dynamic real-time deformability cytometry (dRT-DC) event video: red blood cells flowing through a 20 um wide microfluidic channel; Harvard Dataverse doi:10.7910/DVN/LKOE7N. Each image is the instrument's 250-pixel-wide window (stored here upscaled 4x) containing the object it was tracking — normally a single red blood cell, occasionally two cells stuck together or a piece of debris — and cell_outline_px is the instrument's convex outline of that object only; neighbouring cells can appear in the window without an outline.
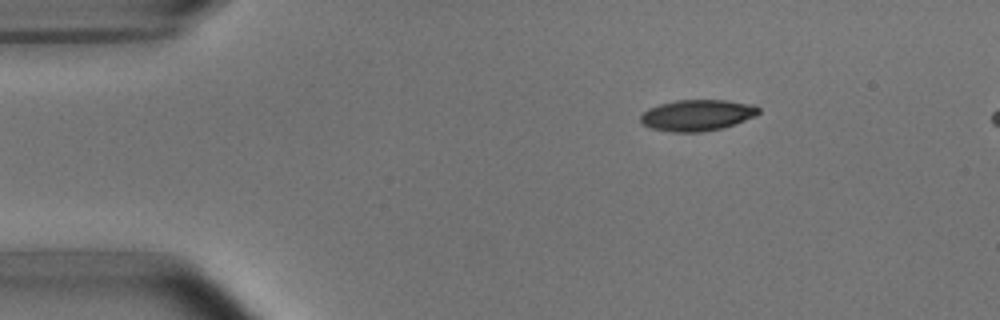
{"species": "common noctule bat (a hibernating species)", "species_latin": "Nyctalus noctula", "temperature_condition": "room temperature", "stored_images_in_passage": 3, "camera_frame_rate_fps": 3000, "um_per_image_px": 0.085, "animal": {"sex": "male", "body_mass_g": 15.6}, "frame": {"image": 1, "passage_image": 1, "time_ms": 0.0, "image_size_px": [1000, 320], "cell_outline_px": [[760, 112], [756, 116], [720, 128], [700, 132], [672, 132], [652, 128], [640, 124], [640, 116], [648, 108], [660, 104], [676, 100], [728, 100], [756, 104], [760, 108]], "centroid_in_image_um": [59.27, 9.78], "position_along_channel_um": 25.7, "area_um2": 21.5}}
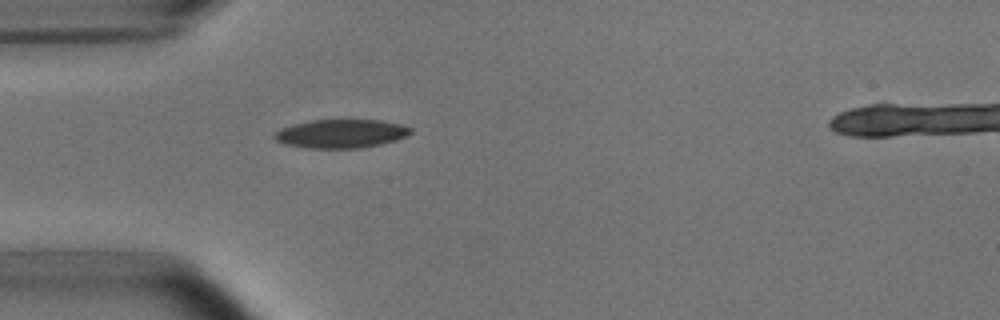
{"frame": {"image": 2, "passage_image": 3, "time_ms": 2.333, "image_size_px": [1000, 320], "cell_outline_px": [[412, 132], [408, 136], [396, 140], [380, 144], [360, 148], [308, 148], [288, 144], [276, 140], [272, 136], [280, 128], [292, 124], [312, 120], [380, 120], [400, 124], [412, 128]], "centroid_in_image_um": [29.01, 11.35], "position_along_channel_um": 56.0, "area_um2": 22.66}}